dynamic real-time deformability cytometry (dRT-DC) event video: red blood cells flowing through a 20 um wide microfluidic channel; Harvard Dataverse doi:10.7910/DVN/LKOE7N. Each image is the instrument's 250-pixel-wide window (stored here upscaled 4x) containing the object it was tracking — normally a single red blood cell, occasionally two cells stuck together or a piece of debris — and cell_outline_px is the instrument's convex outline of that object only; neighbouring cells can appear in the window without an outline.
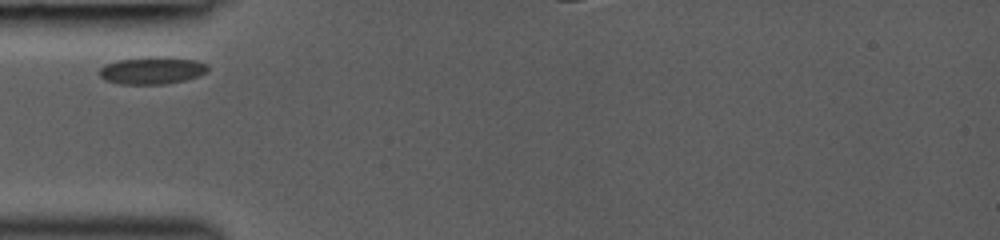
{"species": "common noctule bat (a hibernating species)", "species_latin": "Nyctalus noctula", "temperature_condition": "room temperature", "stored_images_in_passage": 3, "segment_of_instrument_passage": [1, 2], "camera_frame_rate_fps": 3000, "um_per_image_px": 0.085, "animal": {"sex": "female", "body_mass_g": 19.0, "forearm_length_mm": 53.3}, "frame": {"image": 1, "passage_image": 1, "time_ms": 0.0, "image_size_px": [1000, 240], "cell_outline_px": [[208, 72], [184, 80], [164, 84], [120, 84], [104, 80], [100, 76], [100, 68], [104, 64], [120, 60], [196, 60], [208, 64]], "centroid_in_image_um": [12.89, 6.06], "position_along_channel_um": 72.1, "area_um2": 16.07}}